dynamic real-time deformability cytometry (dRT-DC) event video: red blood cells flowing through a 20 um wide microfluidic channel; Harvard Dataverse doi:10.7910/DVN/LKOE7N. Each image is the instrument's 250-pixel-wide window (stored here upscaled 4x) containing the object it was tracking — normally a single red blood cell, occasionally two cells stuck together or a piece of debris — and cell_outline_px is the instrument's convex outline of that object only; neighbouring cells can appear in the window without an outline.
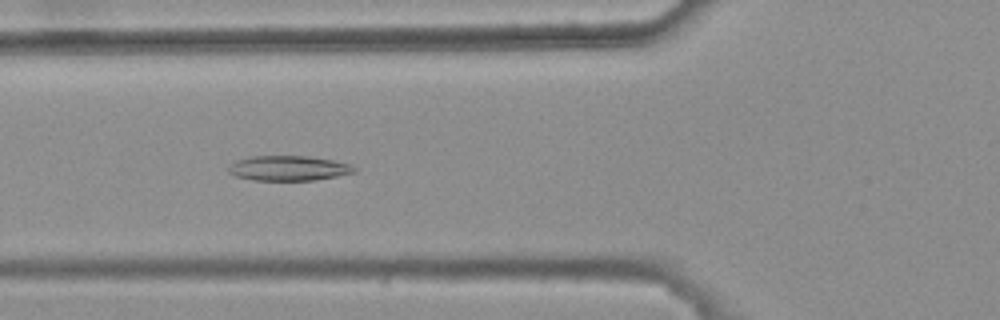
{"species": "common noctule bat (a hibernating species)", "species_latin": "Nyctalus noctula", "temperature_condition": "warm", "stored_images_in_passage": 7, "camera_frame_rate_fps": 3000, "um_per_image_px": 0.085, "animal": {"sex": "female", "body_mass_g": 25.1}, "frame": {"image": 1, "passage_image": 6, "time_ms": 1.667, "image_size_px": [1000, 320], "cell_outline_px": [[356, 172], [336, 176], [312, 180], [252, 180], [236, 176], [228, 172], [228, 168], [236, 160], [252, 156], [308, 156], [332, 160], [348, 164], [356, 168]], "centroid_in_image_um": [24.5, 14.29], "position_along_channel_um": 101.3, "area_um2": 18.09}}
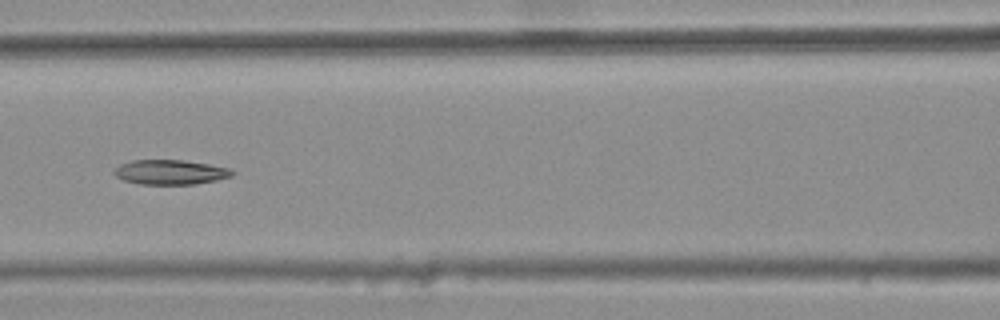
{"frame": {"image": 2, "passage_image": 7, "time_ms": 2.0, "image_size_px": [1000, 320], "cell_outline_px": [[236, 172], [232, 176], [216, 180], [196, 184], [140, 184], [124, 180], [116, 176], [112, 172], [120, 164], [132, 160], [184, 160], [208, 164], [228, 168]], "centroid_in_image_um": [14.48, 14.63], "position_along_channel_um": 152.1, "area_um2": 16.94}}